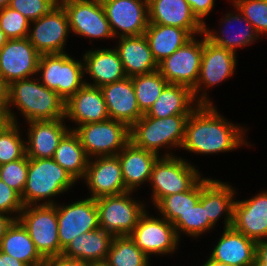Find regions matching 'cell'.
<instances>
[{
    "instance_id": "f1b7e54d",
    "label": "cell",
    "mask_w": 267,
    "mask_h": 266,
    "mask_svg": "<svg viewBox=\"0 0 267 266\" xmlns=\"http://www.w3.org/2000/svg\"><path fill=\"white\" fill-rule=\"evenodd\" d=\"M0 251L22 261L26 266H46L27 229L17 219L6 230L0 241Z\"/></svg>"
},
{
    "instance_id": "44dd1931",
    "label": "cell",
    "mask_w": 267,
    "mask_h": 266,
    "mask_svg": "<svg viewBox=\"0 0 267 266\" xmlns=\"http://www.w3.org/2000/svg\"><path fill=\"white\" fill-rule=\"evenodd\" d=\"M67 117L80 125L110 119L101 89L85 82V85L65 102V118Z\"/></svg>"
},
{
    "instance_id": "db71d44e",
    "label": "cell",
    "mask_w": 267,
    "mask_h": 266,
    "mask_svg": "<svg viewBox=\"0 0 267 266\" xmlns=\"http://www.w3.org/2000/svg\"><path fill=\"white\" fill-rule=\"evenodd\" d=\"M89 266H110V264L105 260V261L89 262Z\"/></svg>"
},
{
    "instance_id": "74e56055",
    "label": "cell",
    "mask_w": 267,
    "mask_h": 266,
    "mask_svg": "<svg viewBox=\"0 0 267 266\" xmlns=\"http://www.w3.org/2000/svg\"><path fill=\"white\" fill-rule=\"evenodd\" d=\"M226 17L227 18H225V23L226 22L232 23L234 21H238V22L244 21L246 23V26L242 30V32L239 31V33L235 34V36H233L232 38L231 37L229 38V37L216 36L217 34L214 35V33H211L212 31L209 32V30L206 29V25H204L203 35L205 34L206 39L210 41L212 44L218 47H221V48H225L235 53V48L239 46L243 47L245 45H248L251 43V41H254V38L256 37L258 38V34L255 28L244 16L242 17L239 14L236 16H233L232 14H228V16L226 15ZM252 32H254V34ZM223 33L225 32L223 31L222 34Z\"/></svg>"
},
{
    "instance_id": "52a82bcc",
    "label": "cell",
    "mask_w": 267,
    "mask_h": 266,
    "mask_svg": "<svg viewBox=\"0 0 267 266\" xmlns=\"http://www.w3.org/2000/svg\"><path fill=\"white\" fill-rule=\"evenodd\" d=\"M73 131L78 135L87 156H114L130 142V128L113 119L79 125Z\"/></svg>"
},
{
    "instance_id": "f907efd6",
    "label": "cell",
    "mask_w": 267,
    "mask_h": 266,
    "mask_svg": "<svg viewBox=\"0 0 267 266\" xmlns=\"http://www.w3.org/2000/svg\"><path fill=\"white\" fill-rule=\"evenodd\" d=\"M14 220H17V218H10L3 215V212H0V241L2 237L5 235L6 230L8 227L12 224Z\"/></svg>"
},
{
    "instance_id": "4fadbf2b",
    "label": "cell",
    "mask_w": 267,
    "mask_h": 266,
    "mask_svg": "<svg viewBox=\"0 0 267 266\" xmlns=\"http://www.w3.org/2000/svg\"><path fill=\"white\" fill-rule=\"evenodd\" d=\"M163 219L149 217L144 212L129 235L135 245L148 257L152 253L160 255L176 249L179 241L178 231L172 223Z\"/></svg>"
},
{
    "instance_id": "6f0895ef",
    "label": "cell",
    "mask_w": 267,
    "mask_h": 266,
    "mask_svg": "<svg viewBox=\"0 0 267 266\" xmlns=\"http://www.w3.org/2000/svg\"><path fill=\"white\" fill-rule=\"evenodd\" d=\"M251 266H267V264L262 263L257 258H255V261Z\"/></svg>"
},
{
    "instance_id": "f546056e",
    "label": "cell",
    "mask_w": 267,
    "mask_h": 266,
    "mask_svg": "<svg viewBox=\"0 0 267 266\" xmlns=\"http://www.w3.org/2000/svg\"><path fill=\"white\" fill-rule=\"evenodd\" d=\"M144 36L157 64L193 37L186 29L153 23L148 24Z\"/></svg>"
},
{
    "instance_id": "e0dca14e",
    "label": "cell",
    "mask_w": 267,
    "mask_h": 266,
    "mask_svg": "<svg viewBox=\"0 0 267 266\" xmlns=\"http://www.w3.org/2000/svg\"><path fill=\"white\" fill-rule=\"evenodd\" d=\"M84 178L95 200L128 192L117 155L101 156L93 163L89 161Z\"/></svg>"
},
{
    "instance_id": "9a60e30c",
    "label": "cell",
    "mask_w": 267,
    "mask_h": 266,
    "mask_svg": "<svg viewBox=\"0 0 267 266\" xmlns=\"http://www.w3.org/2000/svg\"><path fill=\"white\" fill-rule=\"evenodd\" d=\"M113 35H144L149 24L148 0H100Z\"/></svg>"
},
{
    "instance_id": "b9f144b4",
    "label": "cell",
    "mask_w": 267,
    "mask_h": 266,
    "mask_svg": "<svg viewBox=\"0 0 267 266\" xmlns=\"http://www.w3.org/2000/svg\"><path fill=\"white\" fill-rule=\"evenodd\" d=\"M236 8L255 28L257 34L267 32V0H233Z\"/></svg>"
},
{
    "instance_id": "836d02e7",
    "label": "cell",
    "mask_w": 267,
    "mask_h": 266,
    "mask_svg": "<svg viewBox=\"0 0 267 266\" xmlns=\"http://www.w3.org/2000/svg\"><path fill=\"white\" fill-rule=\"evenodd\" d=\"M106 261L110 266H149L148 256L129 235L114 236Z\"/></svg>"
},
{
    "instance_id": "8992f818",
    "label": "cell",
    "mask_w": 267,
    "mask_h": 266,
    "mask_svg": "<svg viewBox=\"0 0 267 266\" xmlns=\"http://www.w3.org/2000/svg\"><path fill=\"white\" fill-rule=\"evenodd\" d=\"M83 63L64 53L41 54L38 73L42 71V84L55 91L65 102L85 83Z\"/></svg>"
},
{
    "instance_id": "f6af8a7d",
    "label": "cell",
    "mask_w": 267,
    "mask_h": 266,
    "mask_svg": "<svg viewBox=\"0 0 267 266\" xmlns=\"http://www.w3.org/2000/svg\"><path fill=\"white\" fill-rule=\"evenodd\" d=\"M10 84L0 75V110L7 116L9 122L17 123L13 113L9 110Z\"/></svg>"
},
{
    "instance_id": "681fc988",
    "label": "cell",
    "mask_w": 267,
    "mask_h": 266,
    "mask_svg": "<svg viewBox=\"0 0 267 266\" xmlns=\"http://www.w3.org/2000/svg\"><path fill=\"white\" fill-rule=\"evenodd\" d=\"M0 266H26L22 261L0 251Z\"/></svg>"
},
{
    "instance_id": "d4e9b609",
    "label": "cell",
    "mask_w": 267,
    "mask_h": 266,
    "mask_svg": "<svg viewBox=\"0 0 267 266\" xmlns=\"http://www.w3.org/2000/svg\"><path fill=\"white\" fill-rule=\"evenodd\" d=\"M120 152L117 156L125 187L128 192H132L142 182L150 181L153 164L159 156L135 146L131 141Z\"/></svg>"
},
{
    "instance_id": "cb8c5ba5",
    "label": "cell",
    "mask_w": 267,
    "mask_h": 266,
    "mask_svg": "<svg viewBox=\"0 0 267 266\" xmlns=\"http://www.w3.org/2000/svg\"><path fill=\"white\" fill-rule=\"evenodd\" d=\"M119 47L116 49L127 77L149 74L158 70L144 35L120 36Z\"/></svg>"
},
{
    "instance_id": "83f0119b",
    "label": "cell",
    "mask_w": 267,
    "mask_h": 266,
    "mask_svg": "<svg viewBox=\"0 0 267 266\" xmlns=\"http://www.w3.org/2000/svg\"><path fill=\"white\" fill-rule=\"evenodd\" d=\"M84 61V71H87L95 82L92 86L100 88L127 77L118 52L114 49L89 51L84 55Z\"/></svg>"
},
{
    "instance_id": "2e32d148",
    "label": "cell",
    "mask_w": 267,
    "mask_h": 266,
    "mask_svg": "<svg viewBox=\"0 0 267 266\" xmlns=\"http://www.w3.org/2000/svg\"><path fill=\"white\" fill-rule=\"evenodd\" d=\"M32 22L36 26L28 39L40 54L64 53L63 45L70 29L67 13L60 3Z\"/></svg>"
},
{
    "instance_id": "d590c367",
    "label": "cell",
    "mask_w": 267,
    "mask_h": 266,
    "mask_svg": "<svg viewBox=\"0 0 267 266\" xmlns=\"http://www.w3.org/2000/svg\"><path fill=\"white\" fill-rule=\"evenodd\" d=\"M131 78L140 111L146 114L168 82L158 70Z\"/></svg>"
},
{
    "instance_id": "f5cc1de1",
    "label": "cell",
    "mask_w": 267,
    "mask_h": 266,
    "mask_svg": "<svg viewBox=\"0 0 267 266\" xmlns=\"http://www.w3.org/2000/svg\"><path fill=\"white\" fill-rule=\"evenodd\" d=\"M9 39L5 35L4 31L0 28V49L7 43Z\"/></svg>"
},
{
    "instance_id": "7dc6e473",
    "label": "cell",
    "mask_w": 267,
    "mask_h": 266,
    "mask_svg": "<svg viewBox=\"0 0 267 266\" xmlns=\"http://www.w3.org/2000/svg\"><path fill=\"white\" fill-rule=\"evenodd\" d=\"M46 266H89V262L78 259H70L60 255L47 260Z\"/></svg>"
},
{
    "instance_id": "ac0fdd59",
    "label": "cell",
    "mask_w": 267,
    "mask_h": 266,
    "mask_svg": "<svg viewBox=\"0 0 267 266\" xmlns=\"http://www.w3.org/2000/svg\"><path fill=\"white\" fill-rule=\"evenodd\" d=\"M110 119L129 128L144 114L140 111L131 77L100 87Z\"/></svg>"
},
{
    "instance_id": "60d3db41",
    "label": "cell",
    "mask_w": 267,
    "mask_h": 266,
    "mask_svg": "<svg viewBox=\"0 0 267 266\" xmlns=\"http://www.w3.org/2000/svg\"><path fill=\"white\" fill-rule=\"evenodd\" d=\"M28 175V157L0 165V179L14 189L20 196L26 185Z\"/></svg>"
},
{
    "instance_id": "ffe728a7",
    "label": "cell",
    "mask_w": 267,
    "mask_h": 266,
    "mask_svg": "<svg viewBox=\"0 0 267 266\" xmlns=\"http://www.w3.org/2000/svg\"><path fill=\"white\" fill-rule=\"evenodd\" d=\"M149 23L186 29L191 35L204 33V24L185 0H148Z\"/></svg>"
},
{
    "instance_id": "4316f807",
    "label": "cell",
    "mask_w": 267,
    "mask_h": 266,
    "mask_svg": "<svg viewBox=\"0 0 267 266\" xmlns=\"http://www.w3.org/2000/svg\"><path fill=\"white\" fill-rule=\"evenodd\" d=\"M114 236L97 228L76 236L62 251V256L88 262L105 261Z\"/></svg>"
},
{
    "instance_id": "d6986e66",
    "label": "cell",
    "mask_w": 267,
    "mask_h": 266,
    "mask_svg": "<svg viewBox=\"0 0 267 266\" xmlns=\"http://www.w3.org/2000/svg\"><path fill=\"white\" fill-rule=\"evenodd\" d=\"M232 227L255 242L267 237V192L235 201Z\"/></svg>"
},
{
    "instance_id": "4dcf8cb0",
    "label": "cell",
    "mask_w": 267,
    "mask_h": 266,
    "mask_svg": "<svg viewBox=\"0 0 267 266\" xmlns=\"http://www.w3.org/2000/svg\"><path fill=\"white\" fill-rule=\"evenodd\" d=\"M193 100V93L189 87L168 83L146 115L164 118L178 114H191L195 110L189 106Z\"/></svg>"
},
{
    "instance_id": "d6a6232c",
    "label": "cell",
    "mask_w": 267,
    "mask_h": 266,
    "mask_svg": "<svg viewBox=\"0 0 267 266\" xmlns=\"http://www.w3.org/2000/svg\"><path fill=\"white\" fill-rule=\"evenodd\" d=\"M220 181L206 179V213L209 221L214 225L223 212H227L225 229L232 227L234 203L233 191Z\"/></svg>"
},
{
    "instance_id": "e575fe53",
    "label": "cell",
    "mask_w": 267,
    "mask_h": 266,
    "mask_svg": "<svg viewBox=\"0 0 267 266\" xmlns=\"http://www.w3.org/2000/svg\"><path fill=\"white\" fill-rule=\"evenodd\" d=\"M201 180L199 179L188 191L164 197L156 207L170 223H174L200 200Z\"/></svg>"
},
{
    "instance_id": "603a6c76",
    "label": "cell",
    "mask_w": 267,
    "mask_h": 266,
    "mask_svg": "<svg viewBox=\"0 0 267 266\" xmlns=\"http://www.w3.org/2000/svg\"><path fill=\"white\" fill-rule=\"evenodd\" d=\"M210 258L232 266H251L256 258V242L233 227L226 228Z\"/></svg>"
},
{
    "instance_id": "8d00e7d4",
    "label": "cell",
    "mask_w": 267,
    "mask_h": 266,
    "mask_svg": "<svg viewBox=\"0 0 267 266\" xmlns=\"http://www.w3.org/2000/svg\"><path fill=\"white\" fill-rule=\"evenodd\" d=\"M173 226L176 230L184 231L191 236L202 234L206 230L213 227L209 221L206 213V179H201V197L200 200L182 214L174 223Z\"/></svg>"
},
{
    "instance_id": "9f6ffc18",
    "label": "cell",
    "mask_w": 267,
    "mask_h": 266,
    "mask_svg": "<svg viewBox=\"0 0 267 266\" xmlns=\"http://www.w3.org/2000/svg\"><path fill=\"white\" fill-rule=\"evenodd\" d=\"M11 0H0V9L9 6Z\"/></svg>"
},
{
    "instance_id": "f35d334b",
    "label": "cell",
    "mask_w": 267,
    "mask_h": 266,
    "mask_svg": "<svg viewBox=\"0 0 267 266\" xmlns=\"http://www.w3.org/2000/svg\"><path fill=\"white\" fill-rule=\"evenodd\" d=\"M20 138L17 123L8 121L0 128V165L26 155V145Z\"/></svg>"
},
{
    "instance_id": "3957f363",
    "label": "cell",
    "mask_w": 267,
    "mask_h": 266,
    "mask_svg": "<svg viewBox=\"0 0 267 266\" xmlns=\"http://www.w3.org/2000/svg\"><path fill=\"white\" fill-rule=\"evenodd\" d=\"M76 179L53 158H28V175L21 196L24 206L63 193Z\"/></svg>"
},
{
    "instance_id": "5bb4252c",
    "label": "cell",
    "mask_w": 267,
    "mask_h": 266,
    "mask_svg": "<svg viewBox=\"0 0 267 266\" xmlns=\"http://www.w3.org/2000/svg\"><path fill=\"white\" fill-rule=\"evenodd\" d=\"M41 54L28 38L11 39L0 49V75L9 83L38 71Z\"/></svg>"
},
{
    "instance_id": "c3c4849f",
    "label": "cell",
    "mask_w": 267,
    "mask_h": 266,
    "mask_svg": "<svg viewBox=\"0 0 267 266\" xmlns=\"http://www.w3.org/2000/svg\"><path fill=\"white\" fill-rule=\"evenodd\" d=\"M256 258L260 262L267 264V241L256 242Z\"/></svg>"
},
{
    "instance_id": "8fae6325",
    "label": "cell",
    "mask_w": 267,
    "mask_h": 266,
    "mask_svg": "<svg viewBox=\"0 0 267 266\" xmlns=\"http://www.w3.org/2000/svg\"><path fill=\"white\" fill-rule=\"evenodd\" d=\"M69 29L89 38L114 37L100 0H61Z\"/></svg>"
},
{
    "instance_id": "7a4b0ae2",
    "label": "cell",
    "mask_w": 267,
    "mask_h": 266,
    "mask_svg": "<svg viewBox=\"0 0 267 266\" xmlns=\"http://www.w3.org/2000/svg\"><path fill=\"white\" fill-rule=\"evenodd\" d=\"M15 104L27 121L65 118V101L42 83L21 79L10 84L9 104Z\"/></svg>"
},
{
    "instance_id": "816d5d0a",
    "label": "cell",
    "mask_w": 267,
    "mask_h": 266,
    "mask_svg": "<svg viewBox=\"0 0 267 266\" xmlns=\"http://www.w3.org/2000/svg\"><path fill=\"white\" fill-rule=\"evenodd\" d=\"M203 266H232V265L220 263V262H217V261L209 258L208 261H206Z\"/></svg>"
},
{
    "instance_id": "30bf717a",
    "label": "cell",
    "mask_w": 267,
    "mask_h": 266,
    "mask_svg": "<svg viewBox=\"0 0 267 266\" xmlns=\"http://www.w3.org/2000/svg\"><path fill=\"white\" fill-rule=\"evenodd\" d=\"M203 41L192 37L171 56L158 64V71L169 84H180L191 90L196 86L200 74Z\"/></svg>"
},
{
    "instance_id": "11a10c76",
    "label": "cell",
    "mask_w": 267,
    "mask_h": 266,
    "mask_svg": "<svg viewBox=\"0 0 267 266\" xmlns=\"http://www.w3.org/2000/svg\"><path fill=\"white\" fill-rule=\"evenodd\" d=\"M7 122V116L0 110V128Z\"/></svg>"
},
{
    "instance_id": "9c48e42d",
    "label": "cell",
    "mask_w": 267,
    "mask_h": 266,
    "mask_svg": "<svg viewBox=\"0 0 267 266\" xmlns=\"http://www.w3.org/2000/svg\"><path fill=\"white\" fill-rule=\"evenodd\" d=\"M131 192L96 199L99 226L113 236L130 235L138 223L143 205L131 200Z\"/></svg>"
},
{
    "instance_id": "277c9868",
    "label": "cell",
    "mask_w": 267,
    "mask_h": 266,
    "mask_svg": "<svg viewBox=\"0 0 267 266\" xmlns=\"http://www.w3.org/2000/svg\"><path fill=\"white\" fill-rule=\"evenodd\" d=\"M190 114H178L164 118H153L144 114L130 127V141L137 147L158 153L159 147L182 146L185 127Z\"/></svg>"
},
{
    "instance_id": "bcb514c9",
    "label": "cell",
    "mask_w": 267,
    "mask_h": 266,
    "mask_svg": "<svg viewBox=\"0 0 267 266\" xmlns=\"http://www.w3.org/2000/svg\"><path fill=\"white\" fill-rule=\"evenodd\" d=\"M189 6L193 14L197 17V19L205 25L202 21L204 16H207L214 5V0H185Z\"/></svg>"
},
{
    "instance_id": "7c38bea8",
    "label": "cell",
    "mask_w": 267,
    "mask_h": 266,
    "mask_svg": "<svg viewBox=\"0 0 267 266\" xmlns=\"http://www.w3.org/2000/svg\"><path fill=\"white\" fill-rule=\"evenodd\" d=\"M56 208L60 255L74 237L100 228L96 200L91 197Z\"/></svg>"
},
{
    "instance_id": "ee69618b",
    "label": "cell",
    "mask_w": 267,
    "mask_h": 266,
    "mask_svg": "<svg viewBox=\"0 0 267 266\" xmlns=\"http://www.w3.org/2000/svg\"><path fill=\"white\" fill-rule=\"evenodd\" d=\"M23 207L21 196L0 179V212L21 214Z\"/></svg>"
},
{
    "instance_id": "ba28073f",
    "label": "cell",
    "mask_w": 267,
    "mask_h": 266,
    "mask_svg": "<svg viewBox=\"0 0 267 266\" xmlns=\"http://www.w3.org/2000/svg\"><path fill=\"white\" fill-rule=\"evenodd\" d=\"M199 179L196 169L181 158L169 154L158 158L150 178L155 206L166 196L188 191Z\"/></svg>"
},
{
    "instance_id": "7bdbcfd3",
    "label": "cell",
    "mask_w": 267,
    "mask_h": 266,
    "mask_svg": "<svg viewBox=\"0 0 267 266\" xmlns=\"http://www.w3.org/2000/svg\"><path fill=\"white\" fill-rule=\"evenodd\" d=\"M59 0H11L9 7L17 10L29 21H34L47 14Z\"/></svg>"
},
{
    "instance_id": "7402d4cb",
    "label": "cell",
    "mask_w": 267,
    "mask_h": 266,
    "mask_svg": "<svg viewBox=\"0 0 267 266\" xmlns=\"http://www.w3.org/2000/svg\"><path fill=\"white\" fill-rule=\"evenodd\" d=\"M203 37L199 79L192 89L194 99L201 83L209 87L221 82L234 73L236 65L235 53L212 44L205 35Z\"/></svg>"
},
{
    "instance_id": "1f68e13d",
    "label": "cell",
    "mask_w": 267,
    "mask_h": 266,
    "mask_svg": "<svg viewBox=\"0 0 267 266\" xmlns=\"http://www.w3.org/2000/svg\"><path fill=\"white\" fill-rule=\"evenodd\" d=\"M53 159L76 180L85 176L89 158L74 131H68L63 136L55 150Z\"/></svg>"
},
{
    "instance_id": "ab89813d",
    "label": "cell",
    "mask_w": 267,
    "mask_h": 266,
    "mask_svg": "<svg viewBox=\"0 0 267 266\" xmlns=\"http://www.w3.org/2000/svg\"><path fill=\"white\" fill-rule=\"evenodd\" d=\"M30 21L9 6L0 9V28L9 40L28 38Z\"/></svg>"
},
{
    "instance_id": "5b68a950",
    "label": "cell",
    "mask_w": 267,
    "mask_h": 266,
    "mask_svg": "<svg viewBox=\"0 0 267 266\" xmlns=\"http://www.w3.org/2000/svg\"><path fill=\"white\" fill-rule=\"evenodd\" d=\"M21 212L17 218L27 229L40 255L46 261L60 256L57 208L53 201L34 208L24 206Z\"/></svg>"
},
{
    "instance_id": "6da1fadb",
    "label": "cell",
    "mask_w": 267,
    "mask_h": 266,
    "mask_svg": "<svg viewBox=\"0 0 267 266\" xmlns=\"http://www.w3.org/2000/svg\"><path fill=\"white\" fill-rule=\"evenodd\" d=\"M209 102L206 95L198 100V108L187 119L182 147L208 154L230 151L244 144L242 129L222 119Z\"/></svg>"
},
{
    "instance_id": "484cf974",
    "label": "cell",
    "mask_w": 267,
    "mask_h": 266,
    "mask_svg": "<svg viewBox=\"0 0 267 266\" xmlns=\"http://www.w3.org/2000/svg\"><path fill=\"white\" fill-rule=\"evenodd\" d=\"M63 119L29 122L31 126L28 134L30 145L26 147L28 158H53L60 140L69 131L63 125Z\"/></svg>"
}]
</instances>
